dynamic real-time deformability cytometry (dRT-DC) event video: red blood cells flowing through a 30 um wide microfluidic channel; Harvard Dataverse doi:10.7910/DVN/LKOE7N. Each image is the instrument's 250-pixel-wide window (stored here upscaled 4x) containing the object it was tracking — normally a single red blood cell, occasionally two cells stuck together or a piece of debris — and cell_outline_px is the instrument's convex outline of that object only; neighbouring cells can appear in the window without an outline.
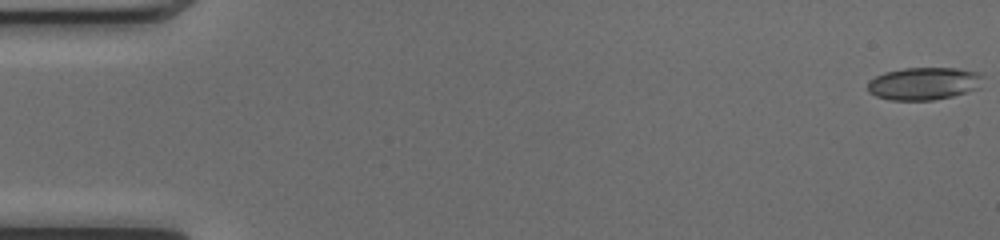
{"species": "common noctule bat (a hibernating species)", "species_latin": "Nyctalus noctula", "temperature_condition": "cold", "stored_images_in_passage": 51, "camera_frame_rate_fps": 3000, "um_per_image_px": 0.085, "animal": {"sex": "female", "body_mass_g": 17.0, "forearm_length_mm": 48.0}, "frame": {"image": 1, "passage_image": 1, "time_ms": 0.0, "image_size_px": [1000, 240], "cell_outline_px": [[980, 88], [952, 96], [932, 100], [888, 100], [876, 96], [868, 92], [868, 80], [884, 72], [904, 68], [956, 68], [980, 72]], "centroid_in_image_um": [78.49, 7.1], "position_along_channel_um": 6.5, "area_um2": 21.91}}
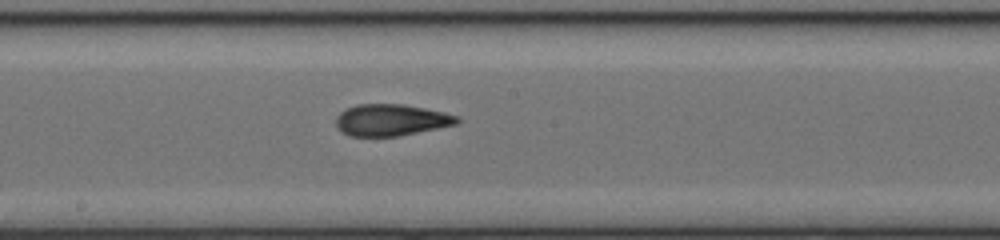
{"frame": {"image": 2, "passage_image": 28, "time_ms": 9.0, "image_size_px": [1000, 240], "cell_outline_px": [[460, 120], [456, 124], [396, 136], [348, 136], [336, 128], [336, 116], [344, 108], [356, 104], [404, 104], [444, 112], [460, 116]], "centroid_in_image_um": [33.19, 10.19], "position_along_channel_um": 215.0, "area_um2": 22.37}}
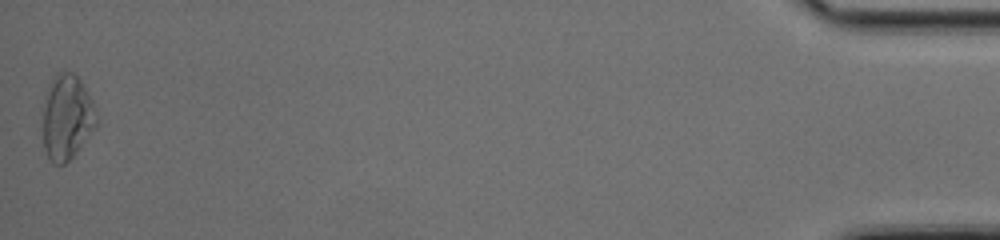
{"frame": {"image": 3, "passage_image": 51, "time_ms": 16.667, "image_size_px": [1000, 240], "cell_outline_px": [[100, 120], [96, 128], [76, 152], [64, 164], [52, 164], [48, 160], [44, 148], [40, 108], [44, 92], [48, 84], [56, 72], [72, 72], [84, 84], [96, 108]], "centroid_in_image_um": [5.65, 9.94], "position_along_channel_um": 429.6, "area_um2": 27.92}, "authors_computed_cell_mechanics": {"area_um2": 22.7732, "velocity_mm_per_s": 4.0978, "shape_relaxation_time_tau1_ms": null, "shape_relaxation_time_tau2_ms": 1.4564, "deformation_change_tau1": null, "deformation_change_tau2": 0.0793}}